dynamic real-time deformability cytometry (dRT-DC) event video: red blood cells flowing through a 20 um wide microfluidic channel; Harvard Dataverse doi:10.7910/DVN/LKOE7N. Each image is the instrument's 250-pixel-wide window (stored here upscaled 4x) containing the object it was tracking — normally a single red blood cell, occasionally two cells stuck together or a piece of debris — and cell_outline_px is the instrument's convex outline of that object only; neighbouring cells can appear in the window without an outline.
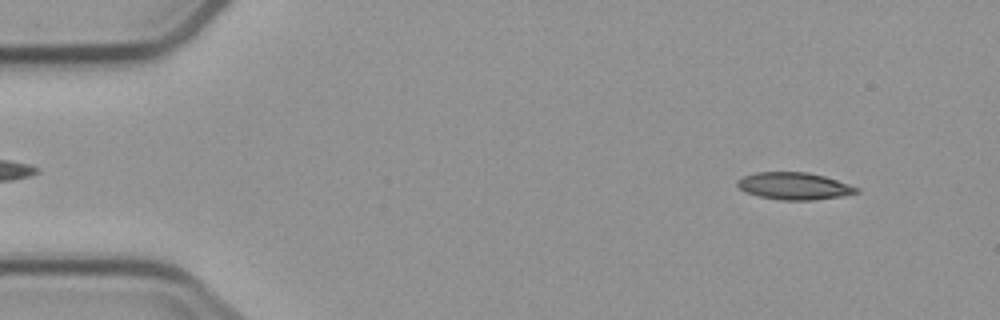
{"species": "common noctule bat (a hibernating species)", "species_latin": "Nyctalus noctula", "temperature_condition": "cold", "stored_images_in_passage": 4, "camera_frame_rate_fps": 3000, "um_per_image_px": 0.085, "animal": {"sex": "male", "body_mass_g": 23.1, "forearm_length_mm": 52.7}, "frame": {"image": 1, "passage_image": 1, "time_ms": 0.0, "image_size_px": [1000, 320], "cell_outline_px": [[860, 192], [840, 196], [812, 200], [780, 200], [760, 196], [744, 192], [736, 184], [736, 180], [744, 176], [756, 172], [808, 172], [824, 176], [860, 188]], "centroid_in_image_um": [67.48, 15.81], "position_along_channel_um": 17.5, "area_um2": 18.79}}
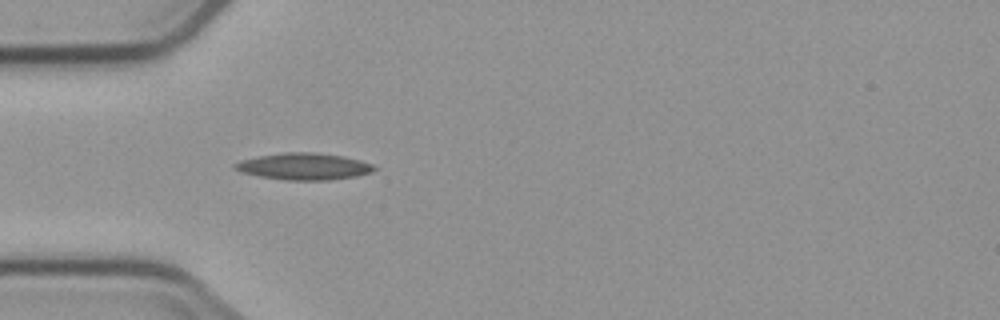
{"frame": {"image": 2, "passage_image": 4, "time_ms": 3.667, "image_size_px": [1000, 320], "cell_outline_px": [[376, 168], [372, 172], [356, 176], [332, 180], [284, 180], [260, 176], [240, 172], [232, 168], [232, 164], [240, 160], [256, 156], [284, 152], [316, 152], [344, 156], [360, 160], [372, 164]], "centroid_in_image_um": [25.79, 14.14], "position_along_channel_um": 59.2, "area_um2": 21.96}}